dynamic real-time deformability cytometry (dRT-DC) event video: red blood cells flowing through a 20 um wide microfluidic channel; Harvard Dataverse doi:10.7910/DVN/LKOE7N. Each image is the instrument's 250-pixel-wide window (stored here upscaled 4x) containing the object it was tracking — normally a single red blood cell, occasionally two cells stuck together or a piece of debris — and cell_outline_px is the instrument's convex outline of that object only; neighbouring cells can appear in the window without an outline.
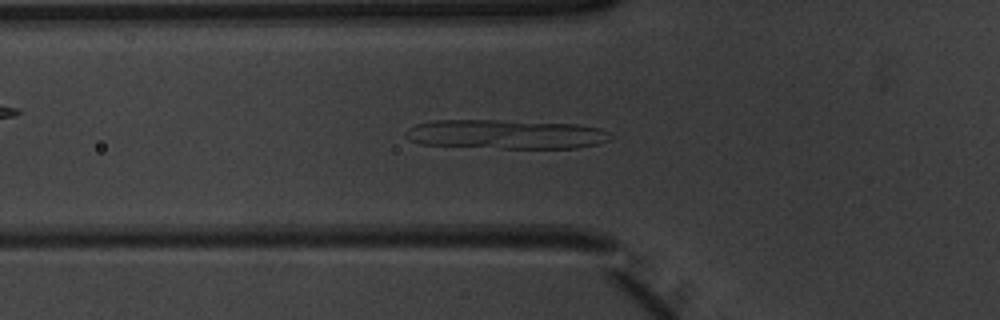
{"species": "common noctule bat (a hibernating species)", "species_latin": "Nyctalus noctula", "temperature_condition": "warm", "stored_images_in_passage": 52, "camera_frame_rate_fps": 3000, "um_per_image_px": 0.085, "animal": {"sex": "male", "body_mass_g": 20.1, "forearm_length_mm": 53.5}, "frame": {"image": 1, "passage_image": 18, "time_ms": 5.667, "image_size_px": [1000, 320], "cell_outline_px": [[612, 136], [608, 140], [596, 144], [576, 148], [500, 148], [420, 144], [408, 140], [404, 136], [404, 132], [408, 128], [416, 124], [432, 120], [500, 120], [576, 124], [600, 128], [608, 132]], "centroid_in_image_um": [42.94, 11.41], "position_along_channel_um": 82.9, "area_um2": 35.03}}
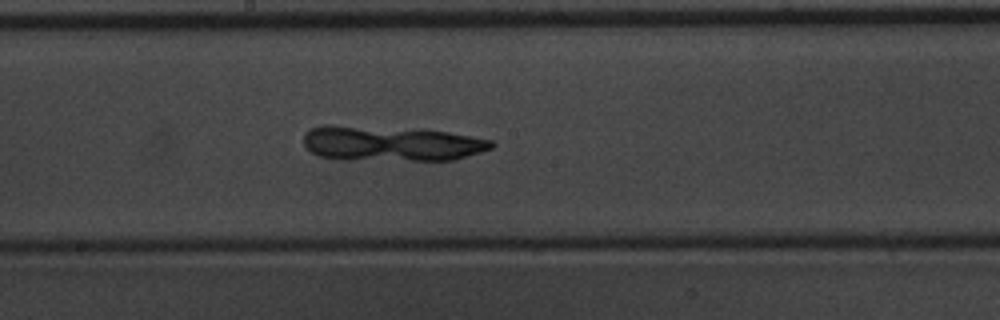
{"frame": {"image": 2, "passage_image": 28, "time_ms": 9.0, "image_size_px": [1000, 320], "cell_outline_px": [[496, 144], [492, 148], [456, 160], [344, 160], [320, 156], [312, 152], [304, 144], [304, 132], [312, 128], [324, 124], [328, 124], [448, 132], [492, 140]], "centroid_in_image_um": [33.22, 12.22], "position_along_channel_um": 215.0, "area_um2": 38.26}}
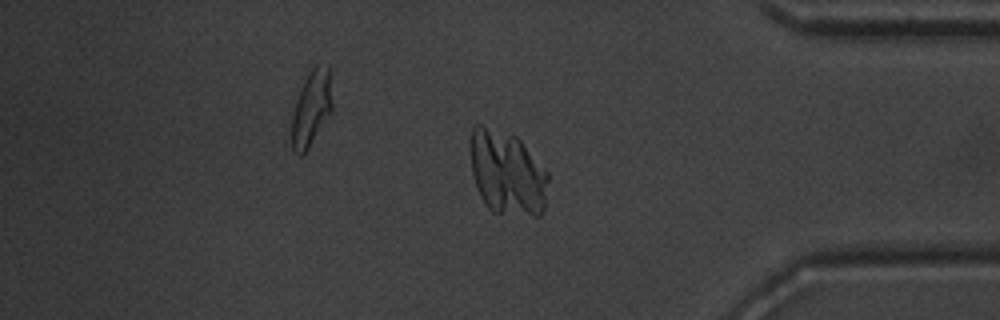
{"frame": {"image": 3, "passage_image": 43, "time_ms": 14.0, "image_size_px": [1000, 320], "cell_outline_px": [[548, 180], [544, 212], [540, 216], [532, 216], [492, 212], [484, 204], [476, 188], [472, 172], [472, 128], [476, 124], [480, 124], [516, 136], [520, 140], [548, 172]], "centroid_in_image_um": [43.13, 14.75], "position_along_channel_um": 392.1, "area_um2": 38.15}}